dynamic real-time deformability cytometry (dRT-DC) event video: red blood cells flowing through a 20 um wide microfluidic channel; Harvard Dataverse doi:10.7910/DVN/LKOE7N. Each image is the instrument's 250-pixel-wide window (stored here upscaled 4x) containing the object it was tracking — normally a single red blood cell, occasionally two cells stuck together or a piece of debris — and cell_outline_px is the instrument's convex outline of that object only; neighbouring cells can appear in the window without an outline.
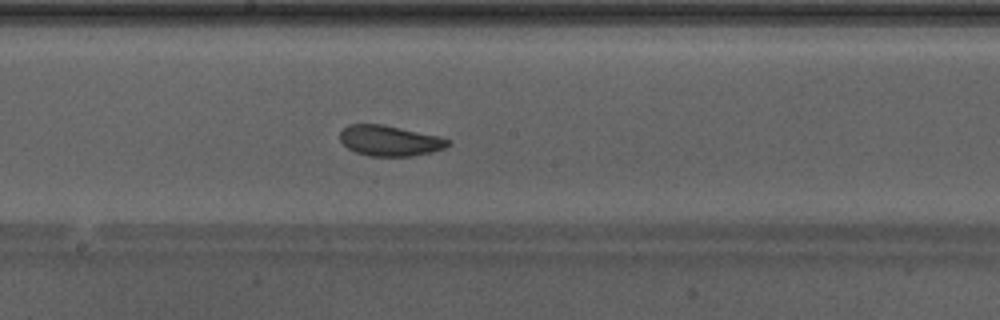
{"species": "Egyptian fruit bat (a non-hibernating species)", "species_latin": "Rousettus aegyptiacus", "temperature_condition": "warm", "stored_images_in_passage": 26, "camera_frame_rate_fps": 3000, "um_per_image_px": 0.085, "animal": {"sex": "male"}, "frame": {"image": 1, "passage_image": 26, "time_ms": 8.333, "image_size_px": [1000, 320], "cell_outline_px": [[452, 144], [444, 148], [432, 152], [412, 156], [368, 156], [356, 152], [348, 148], [340, 140], [340, 132], [348, 124], [384, 124], [440, 136], [452, 140]], "centroid_in_image_um": [33.17, 11.95], "position_along_channel_um": 215.0, "area_um2": 19.42}}